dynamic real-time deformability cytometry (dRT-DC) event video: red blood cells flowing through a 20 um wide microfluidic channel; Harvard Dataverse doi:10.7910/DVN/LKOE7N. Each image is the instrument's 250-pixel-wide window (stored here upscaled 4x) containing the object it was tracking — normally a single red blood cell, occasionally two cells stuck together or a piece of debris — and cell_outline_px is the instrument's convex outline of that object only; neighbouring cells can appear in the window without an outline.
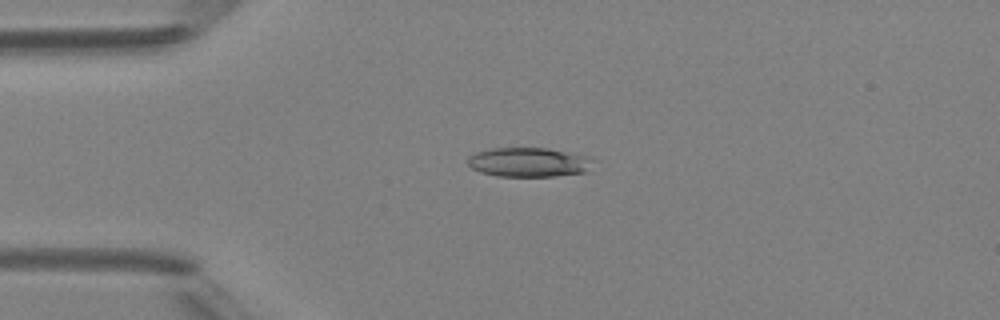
{"species": "Egyptian fruit bat (a non-hibernating species)", "species_latin": "Rousettus aegyptiacus", "temperature_condition": "room temperature", "stored_images_in_passage": 4, "camera_frame_rate_fps": 3000, "um_per_image_px": 0.085, "animal": {"sex": "female"}, "frame": {"image": 1, "passage_image": 3, "time_ms": 2.333, "image_size_px": [1000, 320], "cell_outline_px": [[600, 160], [588, 172], [556, 176], [496, 176], [480, 172], [472, 168], [468, 164], [468, 156], [476, 152], [492, 148], [548, 148], [592, 156]], "centroid_in_image_um": [45.08, 13.78], "position_along_channel_um": 39.9, "area_um2": 22.08}}